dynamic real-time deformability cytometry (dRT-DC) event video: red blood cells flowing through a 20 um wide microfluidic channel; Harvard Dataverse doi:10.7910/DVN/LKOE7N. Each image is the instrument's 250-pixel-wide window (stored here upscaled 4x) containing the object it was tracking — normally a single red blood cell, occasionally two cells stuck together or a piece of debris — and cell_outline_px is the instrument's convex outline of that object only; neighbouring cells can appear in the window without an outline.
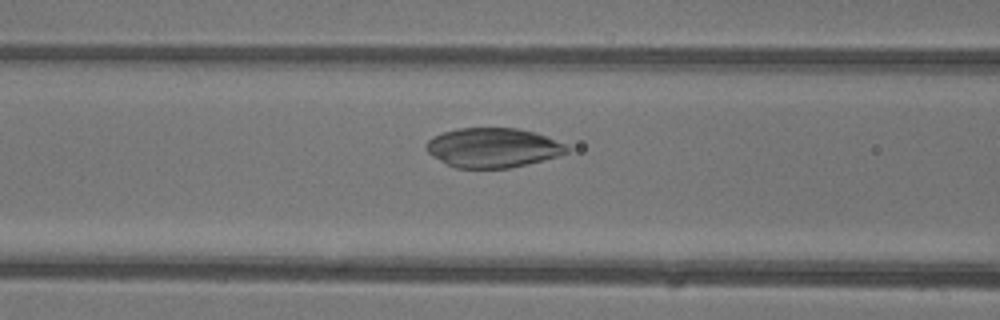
{"species": "common noctule bat (a hibernating species)", "species_latin": "Nyctalus noctula", "temperature_condition": "warm", "stored_images_in_passage": 28, "camera_frame_rate_fps": 3000, "um_per_image_px": 0.085, "animal": {"sex": "female"}, "frame": {"image": 1, "passage_image": 5, "time_ms": 1.333, "image_size_px": [1000, 320], "cell_outline_px": [[572, 148], [568, 152], [556, 156], [508, 168], [456, 168], [432, 156], [424, 148], [424, 144], [432, 136], [456, 128], [516, 128], [536, 132], [564, 144]], "centroid_in_image_um": [41.85, 12.54], "position_along_channel_um": 124.7, "area_um2": 32.25}}
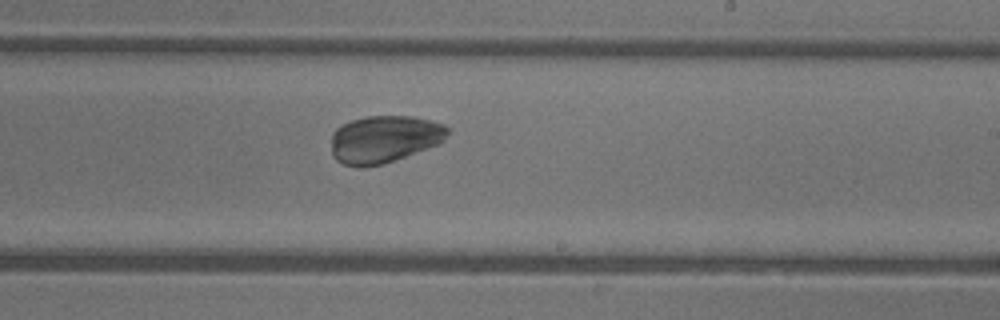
{"frame": {"image": 2, "passage_image": 14, "time_ms": 4.333, "image_size_px": [1000, 320], "cell_outline_px": [[452, 132], [440, 144], [384, 164], [360, 168], [344, 164], [336, 160], [332, 156], [332, 132], [336, 128], [352, 120], [368, 116], [412, 116], [444, 124]], "centroid_in_image_um": [32.68, 11.84], "position_along_channel_um": 256.3, "area_um2": 32.43}}
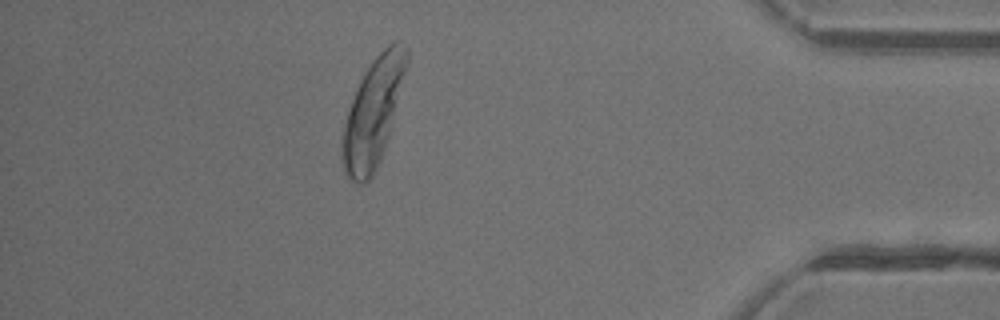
{"frame": {"image": 3, "passage_image": 27, "time_ms": 8.667, "image_size_px": [1000, 320], "cell_outline_px": [[408, 64], [384, 148], [380, 160], [372, 176], [364, 184], [360, 184], [352, 180], [344, 172], [340, 160], [340, 136], [348, 108], [360, 80], [372, 60], [388, 44], [396, 40], [400, 40], [408, 48]], "centroid_in_image_um": [31.67, 9.57], "position_along_channel_um": 403.5, "area_um2": 40.34}}